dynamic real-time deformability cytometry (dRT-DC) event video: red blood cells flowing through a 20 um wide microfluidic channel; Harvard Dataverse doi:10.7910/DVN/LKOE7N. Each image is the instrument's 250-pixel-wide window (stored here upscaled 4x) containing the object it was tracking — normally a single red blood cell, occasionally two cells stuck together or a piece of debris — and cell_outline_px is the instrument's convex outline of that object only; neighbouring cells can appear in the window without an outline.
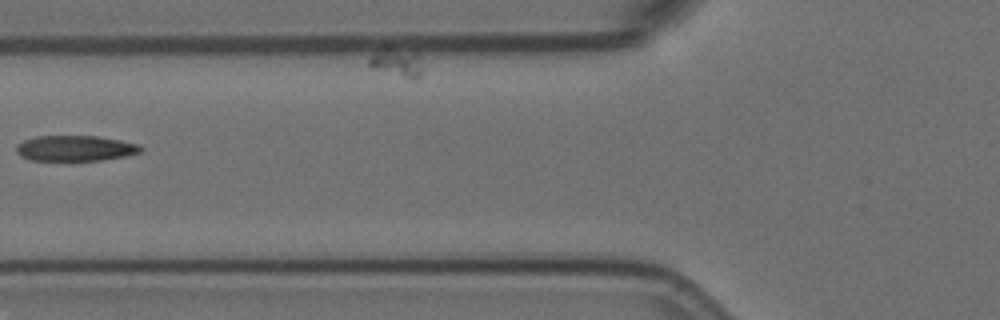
{"species": "Egyptian fruit bat (a non-hibernating species)", "species_latin": "Rousettus aegyptiacus", "temperature_condition": "room temperature", "stored_images_in_passage": 7, "segment_of_instrument_passage": [2, 2], "camera_frame_rate_fps": 3000, "um_per_image_px": 0.085, "animal": {"sex": "female"}, "frame": {"image": 1, "passage_image": 6, "time_ms": 6.667, "image_size_px": [1000, 320], "cell_outline_px": [[144, 148], [140, 152], [124, 156], [100, 160], [32, 160], [20, 156], [16, 152], [16, 144], [24, 140], [36, 136], [100, 136], [140, 144]], "centroid_in_image_um": [6.39, 12.59], "position_along_channel_um": 119.4, "area_um2": 18.55}}